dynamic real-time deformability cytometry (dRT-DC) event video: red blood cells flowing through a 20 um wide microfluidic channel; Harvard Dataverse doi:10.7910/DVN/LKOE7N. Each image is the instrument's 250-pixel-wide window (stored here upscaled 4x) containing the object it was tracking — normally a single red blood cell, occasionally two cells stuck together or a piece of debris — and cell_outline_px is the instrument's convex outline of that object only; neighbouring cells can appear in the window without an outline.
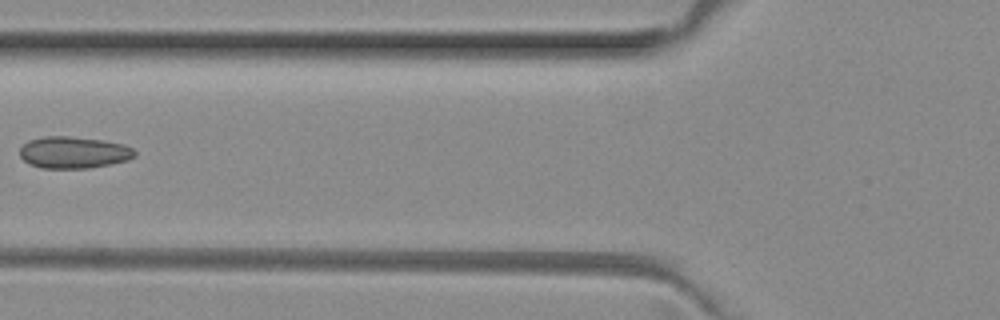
{"species": "common noctule bat (a hibernating species)", "species_latin": "Nyctalus noctula", "temperature_condition": "room temperature", "stored_images_in_passage": 5, "camera_frame_rate_fps": 3000, "um_per_image_px": 0.085, "animal": {"sex": "female", "body_mass_g": 29.2, "forearm_length_mm": 56.3}, "frame": {"image": 1, "passage_image": 4, "time_ms": 1.0, "image_size_px": [1000, 320], "cell_outline_px": [[136, 156], [128, 160], [88, 168], [40, 168], [24, 160], [20, 156], [20, 148], [28, 140], [44, 136], [68, 136], [104, 140], [124, 144], [132, 148], [136, 152]], "centroid_in_image_um": [6.27, 12.95], "position_along_channel_um": 119.5, "area_um2": 21.27}}
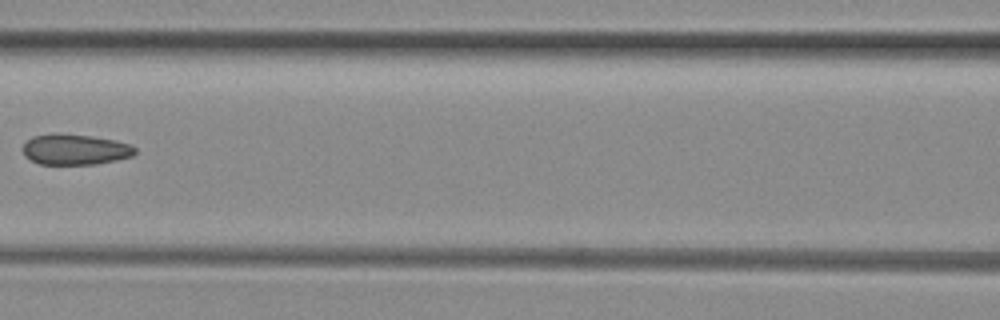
{"frame": {"image": 2, "passage_image": 5, "time_ms": 1.333, "image_size_px": [1000, 320], "cell_outline_px": [[136, 152], [132, 156], [116, 160], [96, 164], [40, 164], [24, 156], [24, 140], [32, 136], [56, 132], [92, 136], [116, 140], [128, 144], [136, 148]], "centroid_in_image_um": [6.36, 12.68], "position_along_channel_um": 160.2, "area_um2": 20.23}}